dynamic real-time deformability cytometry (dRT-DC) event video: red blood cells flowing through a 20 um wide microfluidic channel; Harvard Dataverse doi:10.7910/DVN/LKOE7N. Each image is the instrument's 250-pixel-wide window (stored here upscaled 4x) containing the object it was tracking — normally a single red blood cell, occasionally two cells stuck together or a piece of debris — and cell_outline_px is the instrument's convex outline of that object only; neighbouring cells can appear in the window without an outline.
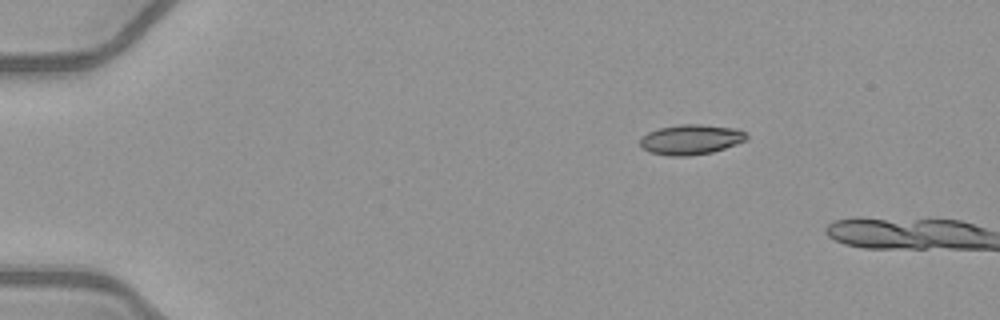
{"species": "common noctule bat (a hibernating species)", "species_latin": "Nyctalus noctula", "temperature_condition": "warm", "stored_images_in_passage": 3, "camera_frame_rate_fps": 3000, "um_per_image_px": 0.085, "animal": {"sex": "female", "body_mass_g": 21.9}, "frame": {"image": 1, "passage_image": 1, "time_ms": 0.0, "image_size_px": [1000, 320], "cell_outline_px": [[748, 140], [712, 152], [688, 156], [668, 156], [648, 152], [640, 144], [640, 140], [648, 132], [660, 128], [680, 124], [700, 124], [736, 128], [744, 132], [748, 136]], "centroid_in_image_um": [58.74, 11.86], "position_along_channel_um": 26.3, "area_um2": 18.61}}